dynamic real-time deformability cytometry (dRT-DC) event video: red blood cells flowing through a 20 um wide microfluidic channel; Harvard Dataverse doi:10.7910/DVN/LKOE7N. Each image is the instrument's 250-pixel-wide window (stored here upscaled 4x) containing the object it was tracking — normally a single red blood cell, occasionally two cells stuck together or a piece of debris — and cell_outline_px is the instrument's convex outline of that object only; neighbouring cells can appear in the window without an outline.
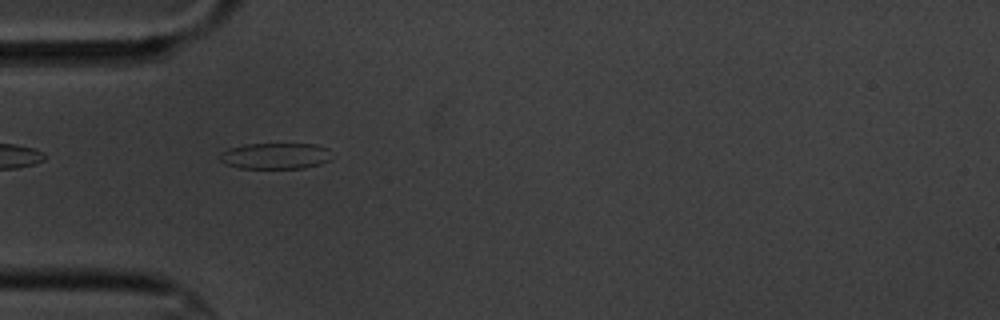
{"species": "common noctule bat (a hibernating species)", "species_latin": "Nyctalus noctula", "temperature_condition": "cold", "stored_images_in_passage": 3, "camera_frame_rate_fps": 3000, "um_per_image_px": 0.085, "animal": {"sex": "male", "body_mass_g": 20.1, "forearm_length_mm": 53.5}, "frame": {"image": 1, "passage_image": 2, "time_ms": 1.333, "image_size_px": [1000, 320], "cell_outline_px": [[328, 160], [320, 164], [304, 168], [240, 168], [224, 164], [220, 160], [220, 152], [228, 148], [244, 144], [316, 144], [328, 148]], "centroid_in_image_um": [23.34, 13.25], "position_along_channel_um": 61.7, "area_um2": 16.99}}